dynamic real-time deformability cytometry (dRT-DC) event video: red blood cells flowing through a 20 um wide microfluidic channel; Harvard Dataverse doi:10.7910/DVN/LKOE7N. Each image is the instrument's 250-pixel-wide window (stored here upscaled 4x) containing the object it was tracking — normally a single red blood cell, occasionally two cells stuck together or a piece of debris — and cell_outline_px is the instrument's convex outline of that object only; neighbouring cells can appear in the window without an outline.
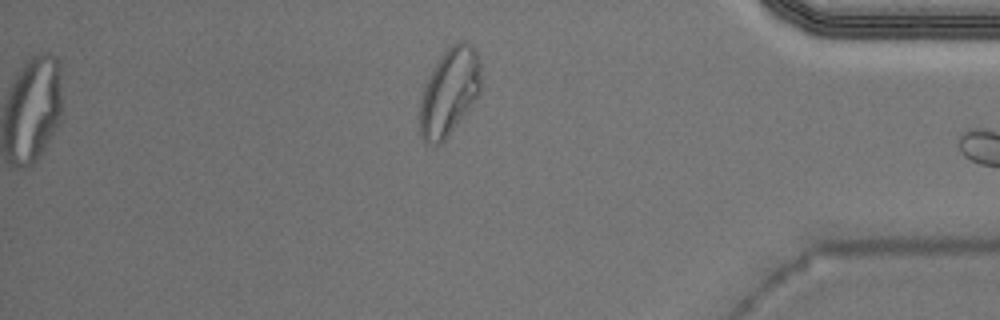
{"species": "Egyptian fruit bat (a non-hibernating species)", "species_latin": "Rousettus aegyptiacus", "temperature_condition": "warm", "stored_images_in_passage": 35, "camera_frame_rate_fps": 3000, "um_per_image_px": 0.085, "animal": {"sex": "male"}, "frame": {"image": 1, "passage_image": 35, "time_ms": 11.333, "image_size_px": [1000, 320], "cell_outline_px": [[480, 92], [472, 104], [448, 136], [440, 144], [424, 144], [420, 136], [420, 104], [424, 88], [436, 64], [444, 52], [452, 44], [460, 40], [464, 40], [472, 44], [476, 48], [480, 60]], "centroid_in_image_um": [38.21, 7.8], "position_along_channel_um": 397.0, "area_um2": 30.87}, "authors_computed_cell_mechanics": {"area_um2": 21.1548, "velocity_mm_per_s": 3.9403, "shape_relaxation_time_tau1_ms": 8.2709, "shape_relaxation_time_tau2_ms": 2.4278, "deformation_change_tau1": 0.2575, "deformation_change_tau2": 0.0853}}